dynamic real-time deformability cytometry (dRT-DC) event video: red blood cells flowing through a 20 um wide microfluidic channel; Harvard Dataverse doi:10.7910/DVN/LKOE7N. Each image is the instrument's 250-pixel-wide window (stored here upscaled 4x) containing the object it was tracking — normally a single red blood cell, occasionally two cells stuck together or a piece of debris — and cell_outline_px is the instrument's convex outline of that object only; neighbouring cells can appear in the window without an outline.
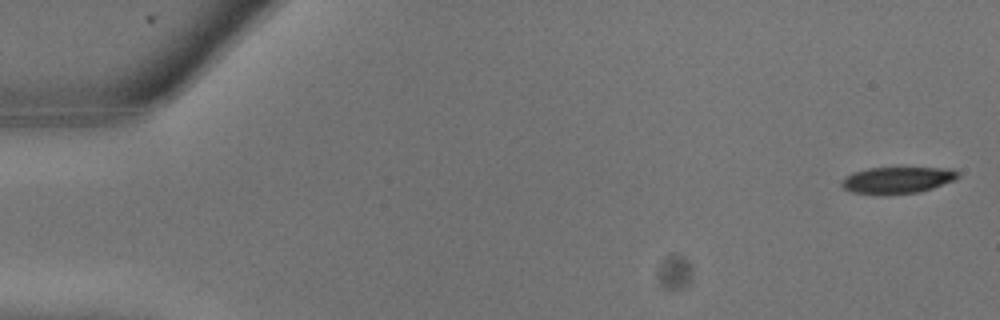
{"species": "common noctule bat (a hibernating species)", "species_latin": "Nyctalus noctula", "temperature_condition": "warm", "stored_images_in_passage": 8, "camera_frame_rate_fps": 3000, "um_per_image_px": 0.085, "animal": {"sex": "male", "body_mass_g": 13.3}, "frame": {"image": 1, "passage_image": 1, "time_ms": 0.0, "image_size_px": [1000, 320], "cell_outline_px": [[960, 176], [956, 180], [920, 192], [888, 196], [880, 196], [852, 192], [844, 188], [840, 184], [840, 180], [844, 176], [852, 172], [868, 168], [952, 168], [960, 172]], "centroid_in_image_um": [76.25, 15.33], "position_along_channel_um": 8.7, "area_um2": 18.67}}
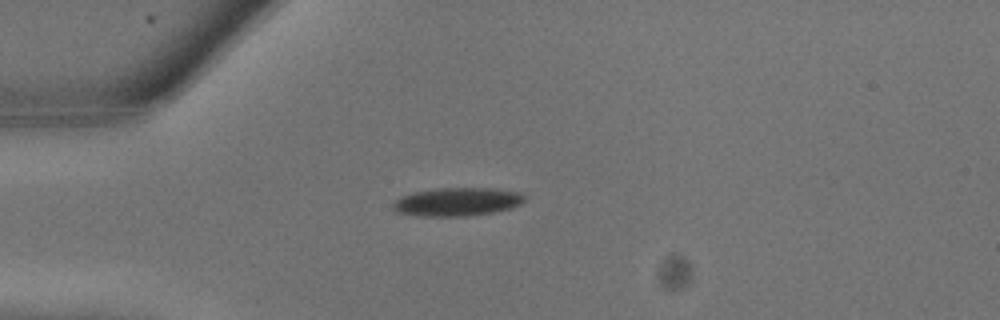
{"frame": {"image": 2, "passage_image": 7, "time_ms": 2.0, "image_size_px": [1000, 320], "cell_outline_px": [[528, 196], [520, 204], [512, 208], [492, 212], [460, 216], [424, 216], [400, 212], [392, 208], [392, 204], [400, 196], [412, 192], [436, 188], [496, 188], [520, 192]], "centroid_in_image_um": [38.9, 17.13], "position_along_channel_um": 46.1, "area_um2": 21.73}}